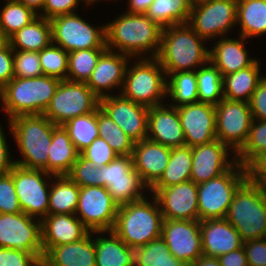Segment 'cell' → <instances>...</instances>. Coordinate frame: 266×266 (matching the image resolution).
<instances>
[{
	"mask_svg": "<svg viewBox=\"0 0 266 266\" xmlns=\"http://www.w3.org/2000/svg\"><path fill=\"white\" fill-rule=\"evenodd\" d=\"M48 154V173L54 176L67 175L77 160L79 152L62 125L53 128Z\"/></svg>",
	"mask_w": 266,
	"mask_h": 266,
	"instance_id": "obj_30",
	"label": "cell"
},
{
	"mask_svg": "<svg viewBox=\"0 0 266 266\" xmlns=\"http://www.w3.org/2000/svg\"><path fill=\"white\" fill-rule=\"evenodd\" d=\"M13 65V49L9 45L5 50L0 51V89L14 78Z\"/></svg>",
	"mask_w": 266,
	"mask_h": 266,
	"instance_id": "obj_54",
	"label": "cell"
},
{
	"mask_svg": "<svg viewBox=\"0 0 266 266\" xmlns=\"http://www.w3.org/2000/svg\"><path fill=\"white\" fill-rule=\"evenodd\" d=\"M53 177L54 175L44 170L14 165L13 182L22 212L39 220L48 215Z\"/></svg>",
	"mask_w": 266,
	"mask_h": 266,
	"instance_id": "obj_12",
	"label": "cell"
},
{
	"mask_svg": "<svg viewBox=\"0 0 266 266\" xmlns=\"http://www.w3.org/2000/svg\"><path fill=\"white\" fill-rule=\"evenodd\" d=\"M205 44L206 40L188 23L164 27L156 58L166 77L175 72L196 71L205 65L209 61V49Z\"/></svg>",
	"mask_w": 266,
	"mask_h": 266,
	"instance_id": "obj_2",
	"label": "cell"
},
{
	"mask_svg": "<svg viewBox=\"0 0 266 266\" xmlns=\"http://www.w3.org/2000/svg\"><path fill=\"white\" fill-rule=\"evenodd\" d=\"M191 266H221L217 257L201 255Z\"/></svg>",
	"mask_w": 266,
	"mask_h": 266,
	"instance_id": "obj_59",
	"label": "cell"
},
{
	"mask_svg": "<svg viewBox=\"0 0 266 266\" xmlns=\"http://www.w3.org/2000/svg\"><path fill=\"white\" fill-rule=\"evenodd\" d=\"M118 207L105 187H80L75 215L90 232L112 231Z\"/></svg>",
	"mask_w": 266,
	"mask_h": 266,
	"instance_id": "obj_16",
	"label": "cell"
},
{
	"mask_svg": "<svg viewBox=\"0 0 266 266\" xmlns=\"http://www.w3.org/2000/svg\"><path fill=\"white\" fill-rule=\"evenodd\" d=\"M41 232L45 255L52 247L79 241L90 231L75 214H55L41 220Z\"/></svg>",
	"mask_w": 266,
	"mask_h": 266,
	"instance_id": "obj_25",
	"label": "cell"
},
{
	"mask_svg": "<svg viewBox=\"0 0 266 266\" xmlns=\"http://www.w3.org/2000/svg\"><path fill=\"white\" fill-rule=\"evenodd\" d=\"M52 180L48 215L75 214L80 187L67 175L54 176Z\"/></svg>",
	"mask_w": 266,
	"mask_h": 266,
	"instance_id": "obj_34",
	"label": "cell"
},
{
	"mask_svg": "<svg viewBox=\"0 0 266 266\" xmlns=\"http://www.w3.org/2000/svg\"><path fill=\"white\" fill-rule=\"evenodd\" d=\"M262 188L264 189L266 195V180L261 184Z\"/></svg>",
	"mask_w": 266,
	"mask_h": 266,
	"instance_id": "obj_62",
	"label": "cell"
},
{
	"mask_svg": "<svg viewBox=\"0 0 266 266\" xmlns=\"http://www.w3.org/2000/svg\"><path fill=\"white\" fill-rule=\"evenodd\" d=\"M60 79L42 75L11 79L1 89L2 110L7 119L19 115L43 114L60 83Z\"/></svg>",
	"mask_w": 266,
	"mask_h": 266,
	"instance_id": "obj_5",
	"label": "cell"
},
{
	"mask_svg": "<svg viewBox=\"0 0 266 266\" xmlns=\"http://www.w3.org/2000/svg\"><path fill=\"white\" fill-rule=\"evenodd\" d=\"M18 197L13 182V168L11 171L0 177V214L20 213Z\"/></svg>",
	"mask_w": 266,
	"mask_h": 266,
	"instance_id": "obj_48",
	"label": "cell"
},
{
	"mask_svg": "<svg viewBox=\"0 0 266 266\" xmlns=\"http://www.w3.org/2000/svg\"><path fill=\"white\" fill-rule=\"evenodd\" d=\"M147 139L169 148L186 146L176 107L170 106L169 103L149 107Z\"/></svg>",
	"mask_w": 266,
	"mask_h": 266,
	"instance_id": "obj_23",
	"label": "cell"
},
{
	"mask_svg": "<svg viewBox=\"0 0 266 266\" xmlns=\"http://www.w3.org/2000/svg\"><path fill=\"white\" fill-rule=\"evenodd\" d=\"M151 196L152 200L145 197L118 207L112 231L130 248L144 246L162 235L164 218L158 200Z\"/></svg>",
	"mask_w": 266,
	"mask_h": 266,
	"instance_id": "obj_4",
	"label": "cell"
},
{
	"mask_svg": "<svg viewBox=\"0 0 266 266\" xmlns=\"http://www.w3.org/2000/svg\"><path fill=\"white\" fill-rule=\"evenodd\" d=\"M247 179V168L236 162L220 176L197 184L199 221L226 218L234 194Z\"/></svg>",
	"mask_w": 266,
	"mask_h": 266,
	"instance_id": "obj_8",
	"label": "cell"
},
{
	"mask_svg": "<svg viewBox=\"0 0 266 266\" xmlns=\"http://www.w3.org/2000/svg\"><path fill=\"white\" fill-rule=\"evenodd\" d=\"M80 2L85 3L86 7L95 4V2L91 0H45L42 12H40L39 16L51 20L60 15L76 13V7L80 5Z\"/></svg>",
	"mask_w": 266,
	"mask_h": 266,
	"instance_id": "obj_50",
	"label": "cell"
},
{
	"mask_svg": "<svg viewBox=\"0 0 266 266\" xmlns=\"http://www.w3.org/2000/svg\"><path fill=\"white\" fill-rule=\"evenodd\" d=\"M62 126L68 132L76 150L80 153L99 137L97 109L89 114L72 118Z\"/></svg>",
	"mask_w": 266,
	"mask_h": 266,
	"instance_id": "obj_41",
	"label": "cell"
},
{
	"mask_svg": "<svg viewBox=\"0 0 266 266\" xmlns=\"http://www.w3.org/2000/svg\"><path fill=\"white\" fill-rule=\"evenodd\" d=\"M246 168L248 179L262 184L266 180V150L258 155Z\"/></svg>",
	"mask_w": 266,
	"mask_h": 266,
	"instance_id": "obj_55",
	"label": "cell"
},
{
	"mask_svg": "<svg viewBox=\"0 0 266 266\" xmlns=\"http://www.w3.org/2000/svg\"><path fill=\"white\" fill-rule=\"evenodd\" d=\"M180 123L189 147L216 140L215 105L196 102L177 107Z\"/></svg>",
	"mask_w": 266,
	"mask_h": 266,
	"instance_id": "obj_21",
	"label": "cell"
},
{
	"mask_svg": "<svg viewBox=\"0 0 266 266\" xmlns=\"http://www.w3.org/2000/svg\"><path fill=\"white\" fill-rule=\"evenodd\" d=\"M52 42L68 53L91 48H107L105 23L90 24L77 13L52 18Z\"/></svg>",
	"mask_w": 266,
	"mask_h": 266,
	"instance_id": "obj_11",
	"label": "cell"
},
{
	"mask_svg": "<svg viewBox=\"0 0 266 266\" xmlns=\"http://www.w3.org/2000/svg\"><path fill=\"white\" fill-rule=\"evenodd\" d=\"M8 123L22 157L21 160H14L15 164L48 173V153L56 125L43 114L19 115L8 120Z\"/></svg>",
	"mask_w": 266,
	"mask_h": 266,
	"instance_id": "obj_3",
	"label": "cell"
},
{
	"mask_svg": "<svg viewBox=\"0 0 266 266\" xmlns=\"http://www.w3.org/2000/svg\"><path fill=\"white\" fill-rule=\"evenodd\" d=\"M198 102L217 105L223 98V77L221 72L208 61L196 70Z\"/></svg>",
	"mask_w": 266,
	"mask_h": 266,
	"instance_id": "obj_39",
	"label": "cell"
},
{
	"mask_svg": "<svg viewBox=\"0 0 266 266\" xmlns=\"http://www.w3.org/2000/svg\"><path fill=\"white\" fill-rule=\"evenodd\" d=\"M13 50L40 52L52 42L51 21L37 16L27 26L9 37Z\"/></svg>",
	"mask_w": 266,
	"mask_h": 266,
	"instance_id": "obj_31",
	"label": "cell"
},
{
	"mask_svg": "<svg viewBox=\"0 0 266 266\" xmlns=\"http://www.w3.org/2000/svg\"><path fill=\"white\" fill-rule=\"evenodd\" d=\"M133 60L132 64L130 61L128 63L119 94L147 107L164 104L167 77L158 59L156 57H141L137 60L133 58Z\"/></svg>",
	"mask_w": 266,
	"mask_h": 266,
	"instance_id": "obj_7",
	"label": "cell"
},
{
	"mask_svg": "<svg viewBox=\"0 0 266 266\" xmlns=\"http://www.w3.org/2000/svg\"><path fill=\"white\" fill-rule=\"evenodd\" d=\"M166 96L172 107L198 102L196 71L175 72L167 76Z\"/></svg>",
	"mask_w": 266,
	"mask_h": 266,
	"instance_id": "obj_37",
	"label": "cell"
},
{
	"mask_svg": "<svg viewBox=\"0 0 266 266\" xmlns=\"http://www.w3.org/2000/svg\"><path fill=\"white\" fill-rule=\"evenodd\" d=\"M200 234L204 256L218 257L244 245L239 233L225 218L200 221Z\"/></svg>",
	"mask_w": 266,
	"mask_h": 266,
	"instance_id": "obj_26",
	"label": "cell"
},
{
	"mask_svg": "<svg viewBox=\"0 0 266 266\" xmlns=\"http://www.w3.org/2000/svg\"><path fill=\"white\" fill-rule=\"evenodd\" d=\"M193 0H154L146 15L162 28L188 23Z\"/></svg>",
	"mask_w": 266,
	"mask_h": 266,
	"instance_id": "obj_35",
	"label": "cell"
},
{
	"mask_svg": "<svg viewBox=\"0 0 266 266\" xmlns=\"http://www.w3.org/2000/svg\"><path fill=\"white\" fill-rule=\"evenodd\" d=\"M215 110L216 139L236 154L245 144L253 122L249 102L223 98Z\"/></svg>",
	"mask_w": 266,
	"mask_h": 266,
	"instance_id": "obj_15",
	"label": "cell"
},
{
	"mask_svg": "<svg viewBox=\"0 0 266 266\" xmlns=\"http://www.w3.org/2000/svg\"><path fill=\"white\" fill-rule=\"evenodd\" d=\"M9 147L4 130L0 125V177L9 173L15 165Z\"/></svg>",
	"mask_w": 266,
	"mask_h": 266,
	"instance_id": "obj_56",
	"label": "cell"
},
{
	"mask_svg": "<svg viewBox=\"0 0 266 266\" xmlns=\"http://www.w3.org/2000/svg\"><path fill=\"white\" fill-rule=\"evenodd\" d=\"M243 247L249 266H266V239L264 237L245 241Z\"/></svg>",
	"mask_w": 266,
	"mask_h": 266,
	"instance_id": "obj_52",
	"label": "cell"
},
{
	"mask_svg": "<svg viewBox=\"0 0 266 266\" xmlns=\"http://www.w3.org/2000/svg\"><path fill=\"white\" fill-rule=\"evenodd\" d=\"M43 75L66 80L68 71V52L51 42L39 52Z\"/></svg>",
	"mask_w": 266,
	"mask_h": 266,
	"instance_id": "obj_45",
	"label": "cell"
},
{
	"mask_svg": "<svg viewBox=\"0 0 266 266\" xmlns=\"http://www.w3.org/2000/svg\"><path fill=\"white\" fill-rule=\"evenodd\" d=\"M0 9V29L8 36L27 26L38 14L17 0H5Z\"/></svg>",
	"mask_w": 266,
	"mask_h": 266,
	"instance_id": "obj_43",
	"label": "cell"
},
{
	"mask_svg": "<svg viewBox=\"0 0 266 266\" xmlns=\"http://www.w3.org/2000/svg\"><path fill=\"white\" fill-rule=\"evenodd\" d=\"M67 176L79 187L101 186V167H94V162L80 153Z\"/></svg>",
	"mask_w": 266,
	"mask_h": 266,
	"instance_id": "obj_46",
	"label": "cell"
},
{
	"mask_svg": "<svg viewBox=\"0 0 266 266\" xmlns=\"http://www.w3.org/2000/svg\"><path fill=\"white\" fill-rule=\"evenodd\" d=\"M0 266H42V261L33 253L0 247Z\"/></svg>",
	"mask_w": 266,
	"mask_h": 266,
	"instance_id": "obj_51",
	"label": "cell"
},
{
	"mask_svg": "<svg viewBox=\"0 0 266 266\" xmlns=\"http://www.w3.org/2000/svg\"><path fill=\"white\" fill-rule=\"evenodd\" d=\"M92 2H97V3H100L99 0H91ZM101 1V0H100ZM103 1H107V0H103ZM114 1V0H113ZM116 1V0H115Z\"/></svg>",
	"mask_w": 266,
	"mask_h": 266,
	"instance_id": "obj_63",
	"label": "cell"
},
{
	"mask_svg": "<svg viewBox=\"0 0 266 266\" xmlns=\"http://www.w3.org/2000/svg\"><path fill=\"white\" fill-rule=\"evenodd\" d=\"M86 159L94 162V167H102L113 161L118 154L102 138H96L88 147L80 152Z\"/></svg>",
	"mask_w": 266,
	"mask_h": 266,
	"instance_id": "obj_49",
	"label": "cell"
},
{
	"mask_svg": "<svg viewBox=\"0 0 266 266\" xmlns=\"http://www.w3.org/2000/svg\"><path fill=\"white\" fill-rule=\"evenodd\" d=\"M266 150V121L255 120L250 127L248 138L236 153V160L247 167L258 155Z\"/></svg>",
	"mask_w": 266,
	"mask_h": 266,
	"instance_id": "obj_44",
	"label": "cell"
},
{
	"mask_svg": "<svg viewBox=\"0 0 266 266\" xmlns=\"http://www.w3.org/2000/svg\"><path fill=\"white\" fill-rule=\"evenodd\" d=\"M154 0H128L127 13L146 14Z\"/></svg>",
	"mask_w": 266,
	"mask_h": 266,
	"instance_id": "obj_58",
	"label": "cell"
},
{
	"mask_svg": "<svg viewBox=\"0 0 266 266\" xmlns=\"http://www.w3.org/2000/svg\"><path fill=\"white\" fill-rule=\"evenodd\" d=\"M168 250L190 266L203 255L199 220H163L162 235Z\"/></svg>",
	"mask_w": 266,
	"mask_h": 266,
	"instance_id": "obj_18",
	"label": "cell"
},
{
	"mask_svg": "<svg viewBox=\"0 0 266 266\" xmlns=\"http://www.w3.org/2000/svg\"><path fill=\"white\" fill-rule=\"evenodd\" d=\"M97 126L99 138L104 139L119 156L132 155L135 142L99 107Z\"/></svg>",
	"mask_w": 266,
	"mask_h": 266,
	"instance_id": "obj_40",
	"label": "cell"
},
{
	"mask_svg": "<svg viewBox=\"0 0 266 266\" xmlns=\"http://www.w3.org/2000/svg\"><path fill=\"white\" fill-rule=\"evenodd\" d=\"M134 258V266H190L171 254L162 237L134 248Z\"/></svg>",
	"mask_w": 266,
	"mask_h": 266,
	"instance_id": "obj_38",
	"label": "cell"
},
{
	"mask_svg": "<svg viewBox=\"0 0 266 266\" xmlns=\"http://www.w3.org/2000/svg\"><path fill=\"white\" fill-rule=\"evenodd\" d=\"M0 247L33 253L42 261L41 220L24 212L0 214Z\"/></svg>",
	"mask_w": 266,
	"mask_h": 266,
	"instance_id": "obj_14",
	"label": "cell"
},
{
	"mask_svg": "<svg viewBox=\"0 0 266 266\" xmlns=\"http://www.w3.org/2000/svg\"><path fill=\"white\" fill-rule=\"evenodd\" d=\"M94 234L98 236L94 239L96 266H134V249L113 231H94Z\"/></svg>",
	"mask_w": 266,
	"mask_h": 266,
	"instance_id": "obj_29",
	"label": "cell"
},
{
	"mask_svg": "<svg viewBox=\"0 0 266 266\" xmlns=\"http://www.w3.org/2000/svg\"><path fill=\"white\" fill-rule=\"evenodd\" d=\"M236 21L237 0H198L193 3L188 24L201 38L212 42L229 35L234 26L237 28Z\"/></svg>",
	"mask_w": 266,
	"mask_h": 266,
	"instance_id": "obj_10",
	"label": "cell"
},
{
	"mask_svg": "<svg viewBox=\"0 0 266 266\" xmlns=\"http://www.w3.org/2000/svg\"><path fill=\"white\" fill-rule=\"evenodd\" d=\"M209 49V61L221 72L222 77L252 66L257 59L249 57L245 48L243 36L231 38L228 36L217 39Z\"/></svg>",
	"mask_w": 266,
	"mask_h": 266,
	"instance_id": "obj_27",
	"label": "cell"
},
{
	"mask_svg": "<svg viewBox=\"0 0 266 266\" xmlns=\"http://www.w3.org/2000/svg\"><path fill=\"white\" fill-rule=\"evenodd\" d=\"M250 110L255 120L266 121V77L257 84L249 101Z\"/></svg>",
	"mask_w": 266,
	"mask_h": 266,
	"instance_id": "obj_53",
	"label": "cell"
},
{
	"mask_svg": "<svg viewBox=\"0 0 266 266\" xmlns=\"http://www.w3.org/2000/svg\"><path fill=\"white\" fill-rule=\"evenodd\" d=\"M158 200L161 213L167 220H199L198 190L193 181L165 188H151Z\"/></svg>",
	"mask_w": 266,
	"mask_h": 266,
	"instance_id": "obj_19",
	"label": "cell"
},
{
	"mask_svg": "<svg viewBox=\"0 0 266 266\" xmlns=\"http://www.w3.org/2000/svg\"><path fill=\"white\" fill-rule=\"evenodd\" d=\"M99 100L85 82L61 80L43 115L53 124L63 125L72 118L94 112Z\"/></svg>",
	"mask_w": 266,
	"mask_h": 266,
	"instance_id": "obj_9",
	"label": "cell"
},
{
	"mask_svg": "<svg viewBox=\"0 0 266 266\" xmlns=\"http://www.w3.org/2000/svg\"><path fill=\"white\" fill-rule=\"evenodd\" d=\"M132 59L129 55L107 49L100 56L86 85L99 98L112 95L113 89L121 92L126 69Z\"/></svg>",
	"mask_w": 266,
	"mask_h": 266,
	"instance_id": "obj_22",
	"label": "cell"
},
{
	"mask_svg": "<svg viewBox=\"0 0 266 266\" xmlns=\"http://www.w3.org/2000/svg\"><path fill=\"white\" fill-rule=\"evenodd\" d=\"M99 108L134 142L147 139L149 107L126 99L118 93L100 98Z\"/></svg>",
	"mask_w": 266,
	"mask_h": 266,
	"instance_id": "obj_17",
	"label": "cell"
},
{
	"mask_svg": "<svg viewBox=\"0 0 266 266\" xmlns=\"http://www.w3.org/2000/svg\"><path fill=\"white\" fill-rule=\"evenodd\" d=\"M22 4L26 5L28 8H31L38 15L40 11L42 12L45 0H17Z\"/></svg>",
	"mask_w": 266,
	"mask_h": 266,
	"instance_id": "obj_60",
	"label": "cell"
},
{
	"mask_svg": "<svg viewBox=\"0 0 266 266\" xmlns=\"http://www.w3.org/2000/svg\"><path fill=\"white\" fill-rule=\"evenodd\" d=\"M162 29L146 14H131L124 11L105 24L106 47L108 50L123 53L132 58L157 57Z\"/></svg>",
	"mask_w": 266,
	"mask_h": 266,
	"instance_id": "obj_1",
	"label": "cell"
},
{
	"mask_svg": "<svg viewBox=\"0 0 266 266\" xmlns=\"http://www.w3.org/2000/svg\"><path fill=\"white\" fill-rule=\"evenodd\" d=\"M94 236L89 232L79 241L52 247L44 255L42 266H96Z\"/></svg>",
	"mask_w": 266,
	"mask_h": 266,
	"instance_id": "obj_28",
	"label": "cell"
},
{
	"mask_svg": "<svg viewBox=\"0 0 266 266\" xmlns=\"http://www.w3.org/2000/svg\"><path fill=\"white\" fill-rule=\"evenodd\" d=\"M14 77L33 78L43 75L39 52L26 50H13Z\"/></svg>",
	"mask_w": 266,
	"mask_h": 266,
	"instance_id": "obj_47",
	"label": "cell"
},
{
	"mask_svg": "<svg viewBox=\"0 0 266 266\" xmlns=\"http://www.w3.org/2000/svg\"><path fill=\"white\" fill-rule=\"evenodd\" d=\"M192 147L171 148L168 165L152 188H165L191 181Z\"/></svg>",
	"mask_w": 266,
	"mask_h": 266,
	"instance_id": "obj_36",
	"label": "cell"
},
{
	"mask_svg": "<svg viewBox=\"0 0 266 266\" xmlns=\"http://www.w3.org/2000/svg\"><path fill=\"white\" fill-rule=\"evenodd\" d=\"M170 155L171 148L148 139L134 143L133 166L149 190L163 175Z\"/></svg>",
	"mask_w": 266,
	"mask_h": 266,
	"instance_id": "obj_24",
	"label": "cell"
},
{
	"mask_svg": "<svg viewBox=\"0 0 266 266\" xmlns=\"http://www.w3.org/2000/svg\"><path fill=\"white\" fill-rule=\"evenodd\" d=\"M101 186L107 189L118 206L143 199L147 196L144 192L150 191L134 169L131 155H118L101 167Z\"/></svg>",
	"mask_w": 266,
	"mask_h": 266,
	"instance_id": "obj_13",
	"label": "cell"
},
{
	"mask_svg": "<svg viewBox=\"0 0 266 266\" xmlns=\"http://www.w3.org/2000/svg\"><path fill=\"white\" fill-rule=\"evenodd\" d=\"M221 266H249L244 247L217 257Z\"/></svg>",
	"mask_w": 266,
	"mask_h": 266,
	"instance_id": "obj_57",
	"label": "cell"
},
{
	"mask_svg": "<svg viewBox=\"0 0 266 266\" xmlns=\"http://www.w3.org/2000/svg\"><path fill=\"white\" fill-rule=\"evenodd\" d=\"M259 59L245 69L223 76L224 98L249 102L257 84L265 75L261 72Z\"/></svg>",
	"mask_w": 266,
	"mask_h": 266,
	"instance_id": "obj_32",
	"label": "cell"
},
{
	"mask_svg": "<svg viewBox=\"0 0 266 266\" xmlns=\"http://www.w3.org/2000/svg\"><path fill=\"white\" fill-rule=\"evenodd\" d=\"M236 162V154L217 139L208 144L194 146L191 181L200 184L216 178L227 172Z\"/></svg>",
	"mask_w": 266,
	"mask_h": 266,
	"instance_id": "obj_20",
	"label": "cell"
},
{
	"mask_svg": "<svg viewBox=\"0 0 266 266\" xmlns=\"http://www.w3.org/2000/svg\"><path fill=\"white\" fill-rule=\"evenodd\" d=\"M245 242L266 232V195L261 184L247 179L234 194L225 218Z\"/></svg>",
	"mask_w": 266,
	"mask_h": 266,
	"instance_id": "obj_6",
	"label": "cell"
},
{
	"mask_svg": "<svg viewBox=\"0 0 266 266\" xmlns=\"http://www.w3.org/2000/svg\"><path fill=\"white\" fill-rule=\"evenodd\" d=\"M9 45V37L0 29V51L5 50Z\"/></svg>",
	"mask_w": 266,
	"mask_h": 266,
	"instance_id": "obj_61",
	"label": "cell"
},
{
	"mask_svg": "<svg viewBox=\"0 0 266 266\" xmlns=\"http://www.w3.org/2000/svg\"><path fill=\"white\" fill-rule=\"evenodd\" d=\"M239 34L247 39L266 34V0H237Z\"/></svg>",
	"mask_w": 266,
	"mask_h": 266,
	"instance_id": "obj_33",
	"label": "cell"
},
{
	"mask_svg": "<svg viewBox=\"0 0 266 266\" xmlns=\"http://www.w3.org/2000/svg\"><path fill=\"white\" fill-rule=\"evenodd\" d=\"M107 48H91L68 53V71L66 80L87 82L100 56Z\"/></svg>",
	"mask_w": 266,
	"mask_h": 266,
	"instance_id": "obj_42",
	"label": "cell"
}]
</instances>
